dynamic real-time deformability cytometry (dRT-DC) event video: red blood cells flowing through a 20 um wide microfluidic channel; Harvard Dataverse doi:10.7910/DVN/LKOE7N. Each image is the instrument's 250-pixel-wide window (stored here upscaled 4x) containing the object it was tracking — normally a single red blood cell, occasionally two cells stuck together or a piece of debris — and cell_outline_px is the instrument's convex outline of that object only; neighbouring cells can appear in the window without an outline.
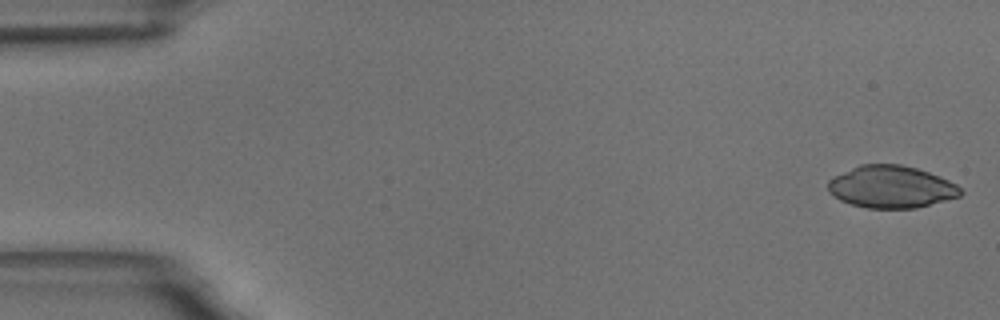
{"species": "common noctule bat (a hibernating species)", "species_latin": "Nyctalus noctula", "temperature_condition": "room temperature", "stored_images_in_passage": 21, "camera_frame_rate_fps": 3000, "um_per_image_px": 0.085, "animal": {"sex": "male", "body_mass_g": 18.8}, "frame": {"image": 1, "passage_image": 1, "time_ms": 0.0, "image_size_px": [1000, 320], "cell_outline_px": [[964, 192], [960, 196], [916, 208], [868, 208], [852, 204], [840, 200], [828, 192], [828, 180], [832, 176], [860, 164], [900, 164], [916, 168], [928, 172], [948, 180], [956, 184]], "centroid_in_image_um": [75.73, 15.88], "position_along_channel_um": 9.3, "area_um2": 32.6}}